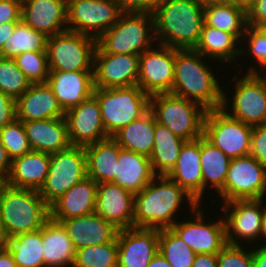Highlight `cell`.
Returning <instances> with one entry per match:
<instances>
[{
    "mask_svg": "<svg viewBox=\"0 0 266 267\" xmlns=\"http://www.w3.org/2000/svg\"><path fill=\"white\" fill-rule=\"evenodd\" d=\"M185 198L193 213L200 204L192 195L168 176L156 175L134 196V227L170 228L177 221L173 217Z\"/></svg>",
    "mask_w": 266,
    "mask_h": 267,
    "instance_id": "1",
    "label": "cell"
},
{
    "mask_svg": "<svg viewBox=\"0 0 266 267\" xmlns=\"http://www.w3.org/2000/svg\"><path fill=\"white\" fill-rule=\"evenodd\" d=\"M203 9L198 0H163L153 14L157 43L195 49L204 24Z\"/></svg>",
    "mask_w": 266,
    "mask_h": 267,
    "instance_id": "2",
    "label": "cell"
},
{
    "mask_svg": "<svg viewBox=\"0 0 266 267\" xmlns=\"http://www.w3.org/2000/svg\"><path fill=\"white\" fill-rule=\"evenodd\" d=\"M203 58L195 49H176L171 93L197 102L206 110L219 109L224 91Z\"/></svg>",
    "mask_w": 266,
    "mask_h": 267,
    "instance_id": "3",
    "label": "cell"
},
{
    "mask_svg": "<svg viewBox=\"0 0 266 267\" xmlns=\"http://www.w3.org/2000/svg\"><path fill=\"white\" fill-rule=\"evenodd\" d=\"M0 218L9 238L40 230L50 219V207L38 190L4 187L0 194Z\"/></svg>",
    "mask_w": 266,
    "mask_h": 267,
    "instance_id": "4",
    "label": "cell"
},
{
    "mask_svg": "<svg viewBox=\"0 0 266 267\" xmlns=\"http://www.w3.org/2000/svg\"><path fill=\"white\" fill-rule=\"evenodd\" d=\"M154 33L152 14L123 12L118 21L97 39L95 52L141 55L151 46L154 48Z\"/></svg>",
    "mask_w": 266,
    "mask_h": 267,
    "instance_id": "5",
    "label": "cell"
},
{
    "mask_svg": "<svg viewBox=\"0 0 266 267\" xmlns=\"http://www.w3.org/2000/svg\"><path fill=\"white\" fill-rule=\"evenodd\" d=\"M101 120L109 137L137 120L150 109V96L138 85L116 88H94Z\"/></svg>",
    "mask_w": 266,
    "mask_h": 267,
    "instance_id": "6",
    "label": "cell"
},
{
    "mask_svg": "<svg viewBox=\"0 0 266 267\" xmlns=\"http://www.w3.org/2000/svg\"><path fill=\"white\" fill-rule=\"evenodd\" d=\"M150 110L156 122L185 141L203 136L207 110L197 102L172 93L155 94L150 96Z\"/></svg>",
    "mask_w": 266,
    "mask_h": 267,
    "instance_id": "7",
    "label": "cell"
},
{
    "mask_svg": "<svg viewBox=\"0 0 266 267\" xmlns=\"http://www.w3.org/2000/svg\"><path fill=\"white\" fill-rule=\"evenodd\" d=\"M97 39L66 30L47 39L50 71H93Z\"/></svg>",
    "mask_w": 266,
    "mask_h": 267,
    "instance_id": "8",
    "label": "cell"
},
{
    "mask_svg": "<svg viewBox=\"0 0 266 267\" xmlns=\"http://www.w3.org/2000/svg\"><path fill=\"white\" fill-rule=\"evenodd\" d=\"M87 178V156L84 147L69 148L50 154V165L44 184L38 190L50 207L73 185Z\"/></svg>",
    "mask_w": 266,
    "mask_h": 267,
    "instance_id": "9",
    "label": "cell"
},
{
    "mask_svg": "<svg viewBox=\"0 0 266 267\" xmlns=\"http://www.w3.org/2000/svg\"><path fill=\"white\" fill-rule=\"evenodd\" d=\"M253 126L228 115L222 108L207 110L203 136L231 159L250 154Z\"/></svg>",
    "mask_w": 266,
    "mask_h": 267,
    "instance_id": "10",
    "label": "cell"
},
{
    "mask_svg": "<svg viewBox=\"0 0 266 267\" xmlns=\"http://www.w3.org/2000/svg\"><path fill=\"white\" fill-rule=\"evenodd\" d=\"M66 13L67 30L98 39L123 12L116 0H67Z\"/></svg>",
    "mask_w": 266,
    "mask_h": 267,
    "instance_id": "11",
    "label": "cell"
},
{
    "mask_svg": "<svg viewBox=\"0 0 266 267\" xmlns=\"http://www.w3.org/2000/svg\"><path fill=\"white\" fill-rule=\"evenodd\" d=\"M236 81L230 109L232 113L227 110L229 104L225 92H223L221 108L228 115L245 124L257 126L266 123V84L264 81L256 72H247Z\"/></svg>",
    "mask_w": 266,
    "mask_h": 267,
    "instance_id": "12",
    "label": "cell"
},
{
    "mask_svg": "<svg viewBox=\"0 0 266 267\" xmlns=\"http://www.w3.org/2000/svg\"><path fill=\"white\" fill-rule=\"evenodd\" d=\"M219 194L222 204L237 199L264 198L266 168L250 154L231 159L224 189Z\"/></svg>",
    "mask_w": 266,
    "mask_h": 267,
    "instance_id": "13",
    "label": "cell"
},
{
    "mask_svg": "<svg viewBox=\"0 0 266 267\" xmlns=\"http://www.w3.org/2000/svg\"><path fill=\"white\" fill-rule=\"evenodd\" d=\"M261 199H237L222 205L225 217L226 242L241 245L240 241L260 240L266 205ZM230 210V211H228ZM229 213V214H228ZM237 239H240L238 241Z\"/></svg>",
    "mask_w": 266,
    "mask_h": 267,
    "instance_id": "14",
    "label": "cell"
},
{
    "mask_svg": "<svg viewBox=\"0 0 266 267\" xmlns=\"http://www.w3.org/2000/svg\"><path fill=\"white\" fill-rule=\"evenodd\" d=\"M139 55L137 85L149 96L171 93L174 82L176 48L157 44Z\"/></svg>",
    "mask_w": 266,
    "mask_h": 267,
    "instance_id": "15",
    "label": "cell"
},
{
    "mask_svg": "<svg viewBox=\"0 0 266 267\" xmlns=\"http://www.w3.org/2000/svg\"><path fill=\"white\" fill-rule=\"evenodd\" d=\"M200 206L194 210L195 220L176 221L170 228L196 254H218L227 244L224 219L221 216L220 220L206 224Z\"/></svg>",
    "mask_w": 266,
    "mask_h": 267,
    "instance_id": "16",
    "label": "cell"
},
{
    "mask_svg": "<svg viewBox=\"0 0 266 267\" xmlns=\"http://www.w3.org/2000/svg\"><path fill=\"white\" fill-rule=\"evenodd\" d=\"M139 55L95 52L94 87L116 88L137 85Z\"/></svg>",
    "mask_w": 266,
    "mask_h": 267,
    "instance_id": "17",
    "label": "cell"
},
{
    "mask_svg": "<svg viewBox=\"0 0 266 267\" xmlns=\"http://www.w3.org/2000/svg\"><path fill=\"white\" fill-rule=\"evenodd\" d=\"M71 146L85 147L109 138L101 120L97 99L92 95L65 112Z\"/></svg>",
    "mask_w": 266,
    "mask_h": 267,
    "instance_id": "18",
    "label": "cell"
},
{
    "mask_svg": "<svg viewBox=\"0 0 266 267\" xmlns=\"http://www.w3.org/2000/svg\"><path fill=\"white\" fill-rule=\"evenodd\" d=\"M118 267H147L159 249V229L131 227L117 233Z\"/></svg>",
    "mask_w": 266,
    "mask_h": 267,
    "instance_id": "19",
    "label": "cell"
},
{
    "mask_svg": "<svg viewBox=\"0 0 266 267\" xmlns=\"http://www.w3.org/2000/svg\"><path fill=\"white\" fill-rule=\"evenodd\" d=\"M134 196L112 182L98 183L95 213L119 230L134 227Z\"/></svg>",
    "mask_w": 266,
    "mask_h": 267,
    "instance_id": "20",
    "label": "cell"
},
{
    "mask_svg": "<svg viewBox=\"0 0 266 267\" xmlns=\"http://www.w3.org/2000/svg\"><path fill=\"white\" fill-rule=\"evenodd\" d=\"M67 0H21V20L50 37L67 30Z\"/></svg>",
    "mask_w": 266,
    "mask_h": 267,
    "instance_id": "21",
    "label": "cell"
},
{
    "mask_svg": "<svg viewBox=\"0 0 266 267\" xmlns=\"http://www.w3.org/2000/svg\"><path fill=\"white\" fill-rule=\"evenodd\" d=\"M64 117L65 111L47 83L32 84L16 99V119L22 122Z\"/></svg>",
    "mask_w": 266,
    "mask_h": 267,
    "instance_id": "22",
    "label": "cell"
},
{
    "mask_svg": "<svg viewBox=\"0 0 266 267\" xmlns=\"http://www.w3.org/2000/svg\"><path fill=\"white\" fill-rule=\"evenodd\" d=\"M47 84L65 112L90 98L95 88L93 71H50Z\"/></svg>",
    "mask_w": 266,
    "mask_h": 267,
    "instance_id": "23",
    "label": "cell"
},
{
    "mask_svg": "<svg viewBox=\"0 0 266 267\" xmlns=\"http://www.w3.org/2000/svg\"><path fill=\"white\" fill-rule=\"evenodd\" d=\"M60 223L66 229L75 250L112 242L116 238L119 230L111 222L103 219L95 212L62 220Z\"/></svg>",
    "mask_w": 266,
    "mask_h": 267,
    "instance_id": "24",
    "label": "cell"
},
{
    "mask_svg": "<svg viewBox=\"0 0 266 267\" xmlns=\"http://www.w3.org/2000/svg\"><path fill=\"white\" fill-rule=\"evenodd\" d=\"M97 183L87 177L73 185L50 206V218L56 222L95 212Z\"/></svg>",
    "mask_w": 266,
    "mask_h": 267,
    "instance_id": "25",
    "label": "cell"
},
{
    "mask_svg": "<svg viewBox=\"0 0 266 267\" xmlns=\"http://www.w3.org/2000/svg\"><path fill=\"white\" fill-rule=\"evenodd\" d=\"M200 156V138L186 141L174 168L166 175L192 195L199 204L204 197Z\"/></svg>",
    "mask_w": 266,
    "mask_h": 267,
    "instance_id": "26",
    "label": "cell"
},
{
    "mask_svg": "<svg viewBox=\"0 0 266 267\" xmlns=\"http://www.w3.org/2000/svg\"><path fill=\"white\" fill-rule=\"evenodd\" d=\"M31 150L53 154L71 146L66 118L23 122Z\"/></svg>",
    "mask_w": 266,
    "mask_h": 267,
    "instance_id": "27",
    "label": "cell"
},
{
    "mask_svg": "<svg viewBox=\"0 0 266 267\" xmlns=\"http://www.w3.org/2000/svg\"><path fill=\"white\" fill-rule=\"evenodd\" d=\"M50 165V154L31 150L13 159L7 184L16 188L39 190L44 184Z\"/></svg>",
    "mask_w": 266,
    "mask_h": 267,
    "instance_id": "28",
    "label": "cell"
},
{
    "mask_svg": "<svg viewBox=\"0 0 266 267\" xmlns=\"http://www.w3.org/2000/svg\"><path fill=\"white\" fill-rule=\"evenodd\" d=\"M44 267H73L76 250L60 222L49 219L42 227Z\"/></svg>",
    "mask_w": 266,
    "mask_h": 267,
    "instance_id": "29",
    "label": "cell"
},
{
    "mask_svg": "<svg viewBox=\"0 0 266 267\" xmlns=\"http://www.w3.org/2000/svg\"><path fill=\"white\" fill-rule=\"evenodd\" d=\"M155 176L149 157L125 149L120 150L116 176L112 183L135 195Z\"/></svg>",
    "mask_w": 266,
    "mask_h": 267,
    "instance_id": "30",
    "label": "cell"
},
{
    "mask_svg": "<svg viewBox=\"0 0 266 267\" xmlns=\"http://www.w3.org/2000/svg\"><path fill=\"white\" fill-rule=\"evenodd\" d=\"M87 156V177L98 183L113 182L116 176L119 144L109 137L105 140L85 146Z\"/></svg>",
    "mask_w": 266,
    "mask_h": 267,
    "instance_id": "31",
    "label": "cell"
},
{
    "mask_svg": "<svg viewBox=\"0 0 266 267\" xmlns=\"http://www.w3.org/2000/svg\"><path fill=\"white\" fill-rule=\"evenodd\" d=\"M155 116L149 109L144 115L122 127L112 138L122 149L150 157L154 146Z\"/></svg>",
    "mask_w": 266,
    "mask_h": 267,
    "instance_id": "32",
    "label": "cell"
},
{
    "mask_svg": "<svg viewBox=\"0 0 266 267\" xmlns=\"http://www.w3.org/2000/svg\"><path fill=\"white\" fill-rule=\"evenodd\" d=\"M243 44L234 34L219 30L203 24L201 36L195 50L205 58H211L221 62L235 61L240 56L241 47L237 42ZM235 59V60H234Z\"/></svg>",
    "mask_w": 266,
    "mask_h": 267,
    "instance_id": "33",
    "label": "cell"
},
{
    "mask_svg": "<svg viewBox=\"0 0 266 267\" xmlns=\"http://www.w3.org/2000/svg\"><path fill=\"white\" fill-rule=\"evenodd\" d=\"M154 135V146L149 157L151 167L155 175H167L174 168L182 145L186 141L156 122V119Z\"/></svg>",
    "mask_w": 266,
    "mask_h": 267,
    "instance_id": "34",
    "label": "cell"
},
{
    "mask_svg": "<svg viewBox=\"0 0 266 267\" xmlns=\"http://www.w3.org/2000/svg\"><path fill=\"white\" fill-rule=\"evenodd\" d=\"M200 164L203 176V193L210 185L219 193L224 189L225 179L231 158L209 142L200 137Z\"/></svg>",
    "mask_w": 266,
    "mask_h": 267,
    "instance_id": "35",
    "label": "cell"
},
{
    "mask_svg": "<svg viewBox=\"0 0 266 267\" xmlns=\"http://www.w3.org/2000/svg\"><path fill=\"white\" fill-rule=\"evenodd\" d=\"M204 24L234 34L242 39L247 27V14L243 8L231 3L204 6Z\"/></svg>",
    "mask_w": 266,
    "mask_h": 267,
    "instance_id": "36",
    "label": "cell"
},
{
    "mask_svg": "<svg viewBox=\"0 0 266 267\" xmlns=\"http://www.w3.org/2000/svg\"><path fill=\"white\" fill-rule=\"evenodd\" d=\"M7 248L17 267H44L42 228L9 238Z\"/></svg>",
    "mask_w": 266,
    "mask_h": 267,
    "instance_id": "37",
    "label": "cell"
},
{
    "mask_svg": "<svg viewBox=\"0 0 266 267\" xmlns=\"http://www.w3.org/2000/svg\"><path fill=\"white\" fill-rule=\"evenodd\" d=\"M47 39L48 36L44 33L33 29L21 20L4 44L1 57L15 59L23 52H46Z\"/></svg>",
    "mask_w": 266,
    "mask_h": 267,
    "instance_id": "38",
    "label": "cell"
},
{
    "mask_svg": "<svg viewBox=\"0 0 266 267\" xmlns=\"http://www.w3.org/2000/svg\"><path fill=\"white\" fill-rule=\"evenodd\" d=\"M158 251L172 267H192L196 253L171 229H159Z\"/></svg>",
    "mask_w": 266,
    "mask_h": 267,
    "instance_id": "39",
    "label": "cell"
},
{
    "mask_svg": "<svg viewBox=\"0 0 266 267\" xmlns=\"http://www.w3.org/2000/svg\"><path fill=\"white\" fill-rule=\"evenodd\" d=\"M73 267H118L117 237L112 242L76 250Z\"/></svg>",
    "mask_w": 266,
    "mask_h": 267,
    "instance_id": "40",
    "label": "cell"
},
{
    "mask_svg": "<svg viewBox=\"0 0 266 267\" xmlns=\"http://www.w3.org/2000/svg\"><path fill=\"white\" fill-rule=\"evenodd\" d=\"M32 84L18 68L15 59L0 56V91L19 98Z\"/></svg>",
    "mask_w": 266,
    "mask_h": 267,
    "instance_id": "41",
    "label": "cell"
},
{
    "mask_svg": "<svg viewBox=\"0 0 266 267\" xmlns=\"http://www.w3.org/2000/svg\"><path fill=\"white\" fill-rule=\"evenodd\" d=\"M15 61L31 84L47 83L50 72L47 52H23Z\"/></svg>",
    "mask_w": 266,
    "mask_h": 267,
    "instance_id": "42",
    "label": "cell"
},
{
    "mask_svg": "<svg viewBox=\"0 0 266 267\" xmlns=\"http://www.w3.org/2000/svg\"><path fill=\"white\" fill-rule=\"evenodd\" d=\"M0 141L11 160L31 151L23 122L18 119L0 129Z\"/></svg>",
    "mask_w": 266,
    "mask_h": 267,
    "instance_id": "43",
    "label": "cell"
},
{
    "mask_svg": "<svg viewBox=\"0 0 266 267\" xmlns=\"http://www.w3.org/2000/svg\"><path fill=\"white\" fill-rule=\"evenodd\" d=\"M246 38L248 40H246ZM242 40L247 41L248 49L245 50L241 48L240 54L253 55V59L257 61L259 67H266V28H253L250 26L246 27L245 34L242 37Z\"/></svg>",
    "mask_w": 266,
    "mask_h": 267,
    "instance_id": "44",
    "label": "cell"
},
{
    "mask_svg": "<svg viewBox=\"0 0 266 267\" xmlns=\"http://www.w3.org/2000/svg\"><path fill=\"white\" fill-rule=\"evenodd\" d=\"M242 245L227 243L217 254L218 267H252L253 250H244Z\"/></svg>",
    "mask_w": 266,
    "mask_h": 267,
    "instance_id": "45",
    "label": "cell"
},
{
    "mask_svg": "<svg viewBox=\"0 0 266 267\" xmlns=\"http://www.w3.org/2000/svg\"><path fill=\"white\" fill-rule=\"evenodd\" d=\"M250 155L266 168V123L253 126Z\"/></svg>",
    "mask_w": 266,
    "mask_h": 267,
    "instance_id": "46",
    "label": "cell"
},
{
    "mask_svg": "<svg viewBox=\"0 0 266 267\" xmlns=\"http://www.w3.org/2000/svg\"><path fill=\"white\" fill-rule=\"evenodd\" d=\"M163 0H116L122 12L154 14Z\"/></svg>",
    "mask_w": 266,
    "mask_h": 267,
    "instance_id": "47",
    "label": "cell"
},
{
    "mask_svg": "<svg viewBox=\"0 0 266 267\" xmlns=\"http://www.w3.org/2000/svg\"><path fill=\"white\" fill-rule=\"evenodd\" d=\"M247 26L261 28L266 26V0H254L253 5L246 11Z\"/></svg>",
    "mask_w": 266,
    "mask_h": 267,
    "instance_id": "48",
    "label": "cell"
},
{
    "mask_svg": "<svg viewBox=\"0 0 266 267\" xmlns=\"http://www.w3.org/2000/svg\"><path fill=\"white\" fill-rule=\"evenodd\" d=\"M21 21V0H0V25Z\"/></svg>",
    "mask_w": 266,
    "mask_h": 267,
    "instance_id": "49",
    "label": "cell"
},
{
    "mask_svg": "<svg viewBox=\"0 0 266 267\" xmlns=\"http://www.w3.org/2000/svg\"><path fill=\"white\" fill-rule=\"evenodd\" d=\"M16 119V100L0 91V129Z\"/></svg>",
    "mask_w": 266,
    "mask_h": 267,
    "instance_id": "50",
    "label": "cell"
},
{
    "mask_svg": "<svg viewBox=\"0 0 266 267\" xmlns=\"http://www.w3.org/2000/svg\"><path fill=\"white\" fill-rule=\"evenodd\" d=\"M192 267H218L217 254H197Z\"/></svg>",
    "mask_w": 266,
    "mask_h": 267,
    "instance_id": "51",
    "label": "cell"
},
{
    "mask_svg": "<svg viewBox=\"0 0 266 267\" xmlns=\"http://www.w3.org/2000/svg\"><path fill=\"white\" fill-rule=\"evenodd\" d=\"M19 22H7L0 25V56L3 54V46L7 42L8 37L13 34L16 25Z\"/></svg>",
    "mask_w": 266,
    "mask_h": 267,
    "instance_id": "52",
    "label": "cell"
},
{
    "mask_svg": "<svg viewBox=\"0 0 266 267\" xmlns=\"http://www.w3.org/2000/svg\"><path fill=\"white\" fill-rule=\"evenodd\" d=\"M12 160L8 156L6 148L0 141V172L7 178L10 173Z\"/></svg>",
    "mask_w": 266,
    "mask_h": 267,
    "instance_id": "53",
    "label": "cell"
},
{
    "mask_svg": "<svg viewBox=\"0 0 266 267\" xmlns=\"http://www.w3.org/2000/svg\"><path fill=\"white\" fill-rule=\"evenodd\" d=\"M252 267H266V248L258 247L253 249Z\"/></svg>",
    "mask_w": 266,
    "mask_h": 267,
    "instance_id": "54",
    "label": "cell"
},
{
    "mask_svg": "<svg viewBox=\"0 0 266 267\" xmlns=\"http://www.w3.org/2000/svg\"><path fill=\"white\" fill-rule=\"evenodd\" d=\"M0 267H17L14 257L7 247L0 249Z\"/></svg>",
    "mask_w": 266,
    "mask_h": 267,
    "instance_id": "55",
    "label": "cell"
},
{
    "mask_svg": "<svg viewBox=\"0 0 266 267\" xmlns=\"http://www.w3.org/2000/svg\"><path fill=\"white\" fill-rule=\"evenodd\" d=\"M147 267H172V266L158 251Z\"/></svg>",
    "mask_w": 266,
    "mask_h": 267,
    "instance_id": "56",
    "label": "cell"
},
{
    "mask_svg": "<svg viewBox=\"0 0 266 267\" xmlns=\"http://www.w3.org/2000/svg\"><path fill=\"white\" fill-rule=\"evenodd\" d=\"M228 3L243 8L245 11H247L253 5L254 0H228Z\"/></svg>",
    "mask_w": 266,
    "mask_h": 267,
    "instance_id": "57",
    "label": "cell"
},
{
    "mask_svg": "<svg viewBox=\"0 0 266 267\" xmlns=\"http://www.w3.org/2000/svg\"><path fill=\"white\" fill-rule=\"evenodd\" d=\"M8 241H9V237L6 234L3 222L0 218V249L6 248L8 245Z\"/></svg>",
    "mask_w": 266,
    "mask_h": 267,
    "instance_id": "58",
    "label": "cell"
},
{
    "mask_svg": "<svg viewBox=\"0 0 266 267\" xmlns=\"http://www.w3.org/2000/svg\"><path fill=\"white\" fill-rule=\"evenodd\" d=\"M263 238H264V242H266V240H265V238H266V209H265V213H264V217H263L262 232H261V236H260V239L263 240ZM261 247L266 248V243L264 245H262Z\"/></svg>",
    "mask_w": 266,
    "mask_h": 267,
    "instance_id": "59",
    "label": "cell"
},
{
    "mask_svg": "<svg viewBox=\"0 0 266 267\" xmlns=\"http://www.w3.org/2000/svg\"><path fill=\"white\" fill-rule=\"evenodd\" d=\"M252 66H255V65H250V67H249V71H247V72H256L260 77H261V79L264 81V83L266 84V76H264V74L262 75L261 73H260V70L262 71H264V70H266L265 68L266 67H263V68H261L260 70H259V72H258V70H256L257 68L256 67H252ZM261 74V75H260Z\"/></svg>",
    "mask_w": 266,
    "mask_h": 267,
    "instance_id": "60",
    "label": "cell"
},
{
    "mask_svg": "<svg viewBox=\"0 0 266 267\" xmlns=\"http://www.w3.org/2000/svg\"><path fill=\"white\" fill-rule=\"evenodd\" d=\"M203 6L208 4L227 3L228 0H198Z\"/></svg>",
    "mask_w": 266,
    "mask_h": 267,
    "instance_id": "61",
    "label": "cell"
},
{
    "mask_svg": "<svg viewBox=\"0 0 266 267\" xmlns=\"http://www.w3.org/2000/svg\"><path fill=\"white\" fill-rule=\"evenodd\" d=\"M7 185V178L0 172V194Z\"/></svg>",
    "mask_w": 266,
    "mask_h": 267,
    "instance_id": "62",
    "label": "cell"
}]
</instances>
